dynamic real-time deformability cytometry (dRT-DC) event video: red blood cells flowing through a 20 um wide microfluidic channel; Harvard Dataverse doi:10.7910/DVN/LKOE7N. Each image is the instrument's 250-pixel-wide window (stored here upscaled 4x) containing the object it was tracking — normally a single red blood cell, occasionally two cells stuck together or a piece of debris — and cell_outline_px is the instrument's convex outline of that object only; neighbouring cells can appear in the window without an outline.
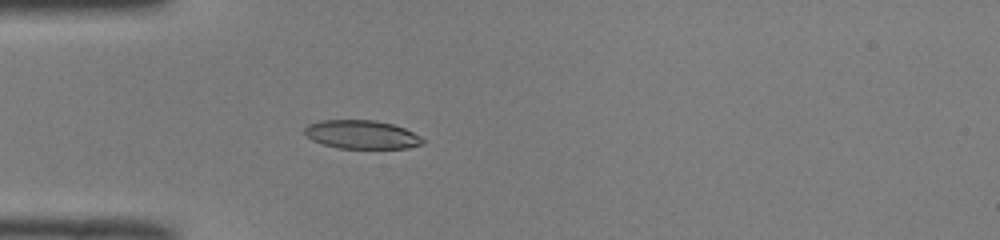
{"species": "common noctule bat (a hibernating species)", "species_latin": "Nyctalus noctula", "temperature_condition": "room temperature", "stored_images_in_passage": 36, "camera_frame_rate_fps": 3000, "um_per_image_px": 0.085, "animal": {"sex": "male", "body_mass_g": 19.0, "forearm_length_mm": 50.8}, "frame": {"image": 1, "passage_image": 1, "time_ms": 0.0, "image_size_px": [1000, 240], "cell_outline_px": [[424, 144], [408, 148], [340, 148], [324, 144], [312, 140], [304, 132], [304, 128], [308, 124], [320, 120], [372, 120], [392, 124], [404, 128], [420, 136], [424, 140]], "centroid_in_image_um": [30.75, 11.43], "position_along_channel_um": 54.3, "area_um2": 19.54}}
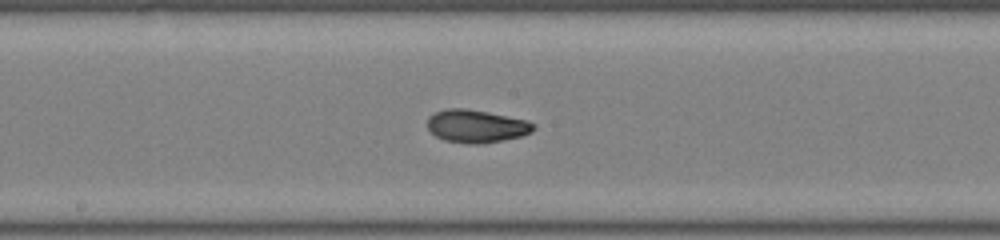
{"frame": {"image": 2, "passage_image": 13, "time_ms": 4.0, "image_size_px": [1000, 240], "cell_outline_px": [[536, 128], [532, 132], [520, 136], [504, 140], [484, 144], [468, 144], [444, 140], [436, 136], [428, 128], [428, 116], [436, 112], [448, 108], [464, 108], [488, 112], [528, 120], [536, 124]], "centroid_in_image_um": [40.52, 10.73], "position_along_channel_um": 207.7, "area_um2": 20.46}}
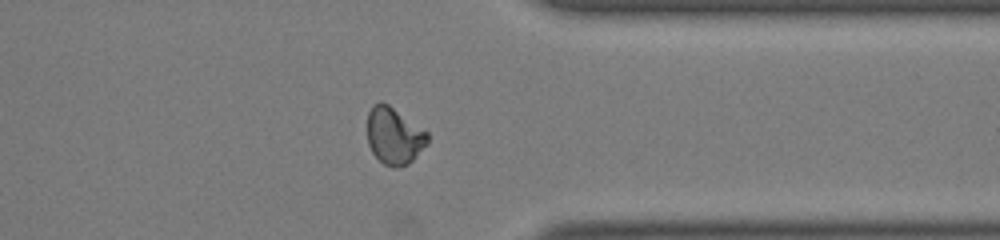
{"frame": {"image": 3, "passage_image": 26, "time_ms": 8.333, "image_size_px": [1000, 240], "cell_outline_px": [[428, 144], [408, 164], [396, 168], [392, 168], [384, 164], [372, 152], [368, 144], [368, 112], [372, 104], [380, 100], [388, 104], [428, 132]], "centroid_in_image_um": [33.5, 11.54], "position_along_channel_um": 377.9, "area_um2": 20.06}, "authors_computed_cell_mechanics": {"area_um2": 19.7676, "velocity_mm_per_s": 4.031, "shape_relaxation_time_tau1_ms": 7.3054, "shape_relaxation_time_tau2_ms": 1.9299, "deformation_change_tau1": 0.2074, "deformation_change_tau2": 0.0614}}